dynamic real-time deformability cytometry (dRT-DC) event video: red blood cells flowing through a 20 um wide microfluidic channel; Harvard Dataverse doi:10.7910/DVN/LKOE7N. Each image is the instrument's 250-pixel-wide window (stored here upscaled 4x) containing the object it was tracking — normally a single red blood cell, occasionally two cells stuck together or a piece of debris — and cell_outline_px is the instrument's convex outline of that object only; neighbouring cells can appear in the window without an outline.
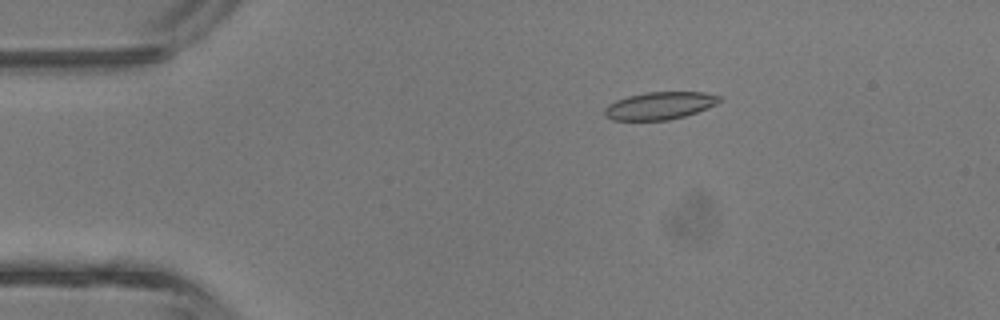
{"species": "common noctule bat (a hibernating species)", "species_latin": "Nyctalus noctula", "temperature_condition": "room temperature", "stored_images_in_passage": 43, "camera_frame_rate_fps": 3000, "um_per_image_px": 0.085, "animal": {"sex": "male", "body_mass_g": 13.3}, "frame": {"image": 1, "passage_image": 8, "time_ms": 2.333, "image_size_px": [1000, 320], "cell_outline_px": [[724, 96], [716, 104], [696, 112], [684, 116], [668, 120], [612, 120], [604, 116], [604, 108], [608, 104], [616, 100], [628, 96], [648, 92], [704, 92]], "centroid_in_image_um": [56.06, 8.98], "position_along_channel_um": 28.9, "area_um2": 18.44}}
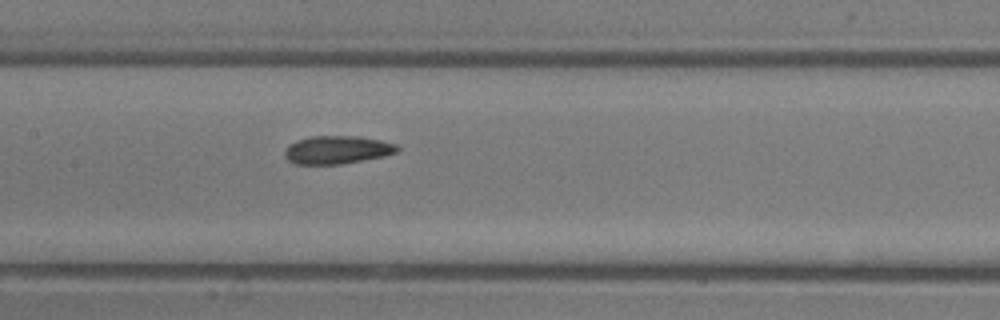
{"frame": {"image": 2, "passage_image": 21, "time_ms": 6.667, "image_size_px": [1000, 320], "cell_outline_px": [[400, 148], [396, 152], [384, 156], [340, 164], [296, 164], [288, 160], [284, 156], [284, 152], [288, 144], [296, 140], [312, 136], [356, 136], [380, 140], [396, 144]], "centroid_in_image_um": [28.62, 12.73], "position_along_channel_um": 178.8, "area_um2": 18.38}}
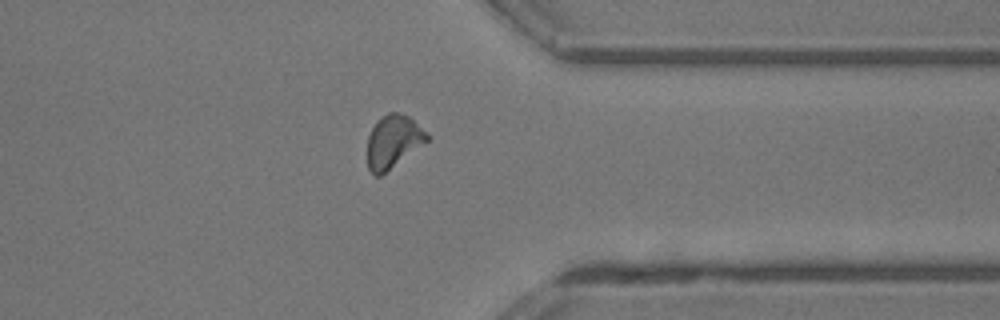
{"frame": {"image": 3, "passage_image": 34, "time_ms": 11.0, "image_size_px": [1000, 320], "cell_outline_px": [[428, 140], [380, 176], [372, 176], [368, 168], [368, 136], [372, 128], [388, 112], [400, 112], [408, 116], [428, 132]], "centroid_in_image_um": [33.41, 12.03], "position_along_channel_um": 378.0, "area_um2": 18.03}, "authors_computed_cell_mechanics": {"area_um2": 18.3804, "velocity_mm_per_s": 4.7591, "shape_relaxation_time_tau1_ms": 3.0792, "shape_relaxation_time_tau2_ms": 1.7302, "deformation_change_tau1": 0.113, "deformation_change_tau2": 0.0817}}